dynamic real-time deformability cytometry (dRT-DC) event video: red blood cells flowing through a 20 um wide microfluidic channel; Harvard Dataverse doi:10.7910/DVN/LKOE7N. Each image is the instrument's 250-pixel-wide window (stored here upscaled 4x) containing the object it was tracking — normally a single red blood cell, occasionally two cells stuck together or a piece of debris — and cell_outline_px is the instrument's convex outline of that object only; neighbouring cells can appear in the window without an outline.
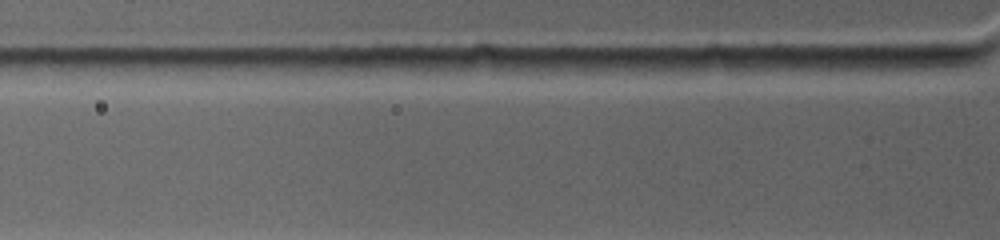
{"species": "common noctule bat (a hibernating species)", "species_latin": "Nyctalus noctula", "temperature_condition": "warm", "stored_images_in_passage": 3, "camera_frame_rate_fps": 4500, "um_per_image_px": 0.085, "animal": {"sex": "female", "body_mass_g": 19.0, "forearm_length_mm": 53.3}, "frame": {"image": 1, "passage_image": 3, "time_ms": 2.0, "image_size_px": [1000, 240], "cell_outline_px": [[980, 60], [972, 64], [880, 76], [828, 72], [808, 68], [808, 64], [816, 56], [956, 56]], "centroid_in_image_um": [75.23, 5.45], "position_along_channel_um": 50.6, "area_um2": 17.86}}